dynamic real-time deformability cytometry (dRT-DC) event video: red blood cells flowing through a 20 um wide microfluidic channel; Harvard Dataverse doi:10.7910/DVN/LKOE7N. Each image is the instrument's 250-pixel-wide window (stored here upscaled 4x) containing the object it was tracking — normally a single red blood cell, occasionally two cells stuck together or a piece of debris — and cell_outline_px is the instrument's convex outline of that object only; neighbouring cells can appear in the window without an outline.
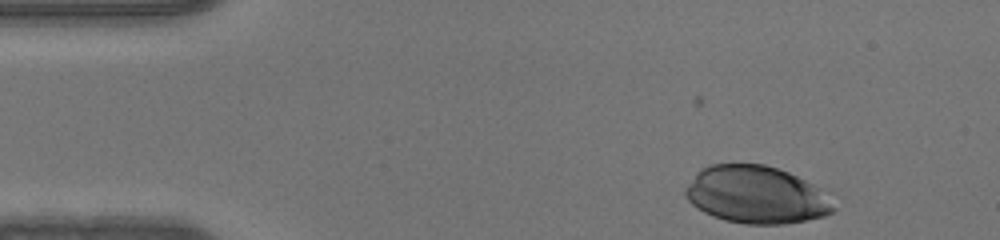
{"species": "human", "species_latin": "Homo sapiens", "temperature_condition": "warm", "stored_images_in_passage": 35, "camera_frame_rate_fps": 3000, "um_per_image_px": 0.085, "donor": {"sex": "male"}, "frame": {"image": 1, "passage_image": 1, "time_ms": 0.0, "image_size_px": [1000, 240], "cell_outline_px": [[836, 208], [832, 212], [824, 216], [784, 224], [748, 224], [724, 220], [712, 216], [704, 212], [692, 204], [684, 196], [684, 192], [688, 184], [696, 172], [700, 168], [708, 164], [764, 164], [788, 172], [820, 188]], "centroid_in_image_um": [64.24, 16.55], "position_along_channel_um": 20.8, "area_um2": 49.42}}
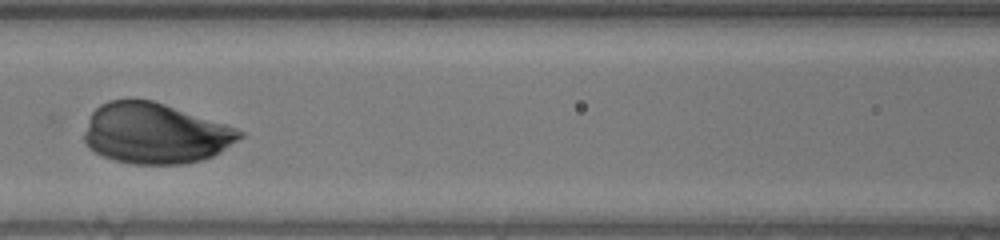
{"frame": {"image": 2, "passage_image": 17, "time_ms": 5.333, "image_size_px": [1000, 240], "cell_outline_px": [[244, 136], [220, 152], [204, 160], [184, 164], [128, 164], [112, 160], [88, 148], [84, 140], [84, 132], [88, 120], [92, 112], [100, 104], [108, 100], [152, 100], [236, 128], [244, 132]], "centroid_in_image_um": [13.16, 11.36], "position_along_channel_um": 153.4, "area_um2": 54.74}}
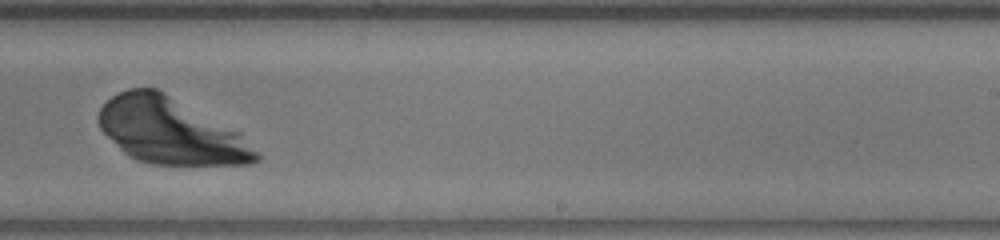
{"frame": {"image": 3, "passage_image": 26, "time_ms": 8.333, "image_size_px": [1000, 240], "cell_outline_px": [[260, 160], [252, 164], [152, 164], [136, 160], [128, 156], [100, 128], [100, 108], [112, 96], [128, 88], [156, 88], [240, 132], [260, 152]], "centroid_in_image_um": [14.54, 11.15], "position_along_channel_um": 274.5, "area_um2": 59.88}}